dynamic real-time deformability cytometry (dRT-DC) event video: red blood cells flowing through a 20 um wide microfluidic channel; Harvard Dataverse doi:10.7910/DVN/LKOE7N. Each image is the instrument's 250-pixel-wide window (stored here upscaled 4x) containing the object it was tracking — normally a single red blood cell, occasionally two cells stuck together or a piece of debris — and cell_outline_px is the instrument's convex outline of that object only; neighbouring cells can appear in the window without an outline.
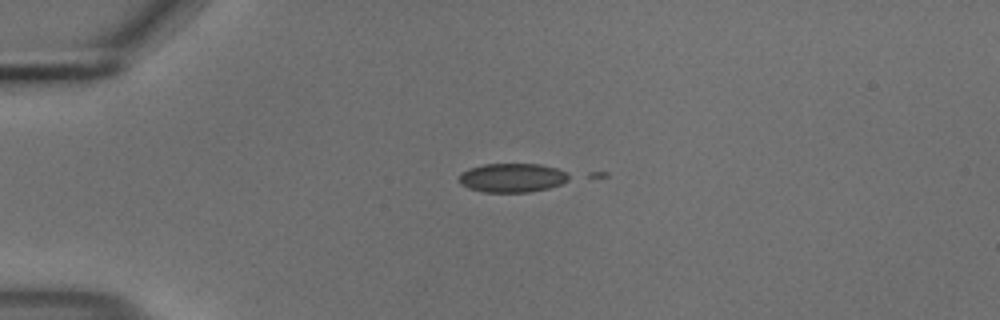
{"species": "common noctule bat (a hibernating species)", "species_latin": "Nyctalus noctula", "temperature_condition": "cold", "stored_images_in_passage": 2, "camera_frame_rate_fps": 3000, "um_per_image_px": 0.085, "animal": {"sex": "male", "body_mass_g": 18.8}, "frame": {"image": 1, "passage_image": 1, "time_ms": 0.0, "image_size_px": [1000, 320], "cell_outline_px": [[572, 176], [568, 180], [560, 184], [548, 188], [528, 192], [484, 192], [468, 188], [460, 184], [460, 172], [468, 168], [484, 164], [540, 164], [556, 168]], "centroid_in_image_um": [43.52, 15.11], "position_along_channel_um": 41.5, "area_um2": 18.55}}